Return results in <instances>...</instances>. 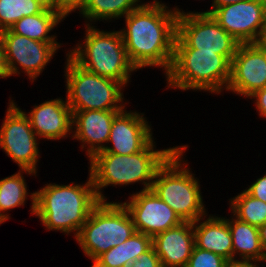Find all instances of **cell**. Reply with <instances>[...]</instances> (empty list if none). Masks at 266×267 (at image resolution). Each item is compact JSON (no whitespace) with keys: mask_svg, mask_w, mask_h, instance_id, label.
I'll list each match as a JSON object with an SVG mask.
<instances>
[{"mask_svg":"<svg viewBox=\"0 0 266 267\" xmlns=\"http://www.w3.org/2000/svg\"><path fill=\"white\" fill-rule=\"evenodd\" d=\"M249 97L255 98L257 110H259L260 116L266 118V87L255 91Z\"/></svg>","mask_w":266,"mask_h":267,"instance_id":"31","label":"cell"},{"mask_svg":"<svg viewBox=\"0 0 266 267\" xmlns=\"http://www.w3.org/2000/svg\"><path fill=\"white\" fill-rule=\"evenodd\" d=\"M266 87V52L256 43L239 44L231 61V76L226 90L249 98Z\"/></svg>","mask_w":266,"mask_h":267,"instance_id":"14","label":"cell"},{"mask_svg":"<svg viewBox=\"0 0 266 267\" xmlns=\"http://www.w3.org/2000/svg\"><path fill=\"white\" fill-rule=\"evenodd\" d=\"M123 267H163L160 258L152 246L148 251L141 254L135 261L125 264Z\"/></svg>","mask_w":266,"mask_h":267,"instance_id":"28","label":"cell"},{"mask_svg":"<svg viewBox=\"0 0 266 267\" xmlns=\"http://www.w3.org/2000/svg\"><path fill=\"white\" fill-rule=\"evenodd\" d=\"M239 44L211 14L178 13L174 49L217 51V54L225 56L231 62Z\"/></svg>","mask_w":266,"mask_h":267,"instance_id":"9","label":"cell"},{"mask_svg":"<svg viewBox=\"0 0 266 267\" xmlns=\"http://www.w3.org/2000/svg\"><path fill=\"white\" fill-rule=\"evenodd\" d=\"M226 263L222 256L195 246L186 267H225Z\"/></svg>","mask_w":266,"mask_h":267,"instance_id":"27","label":"cell"},{"mask_svg":"<svg viewBox=\"0 0 266 267\" xmlns=\"http://www.w3.org/2000/svg\"><path fill=\"white\" fill-rule=\"evenodd\" d=\"M135 232L131 215L123 203L100 201L80 228L76 241L94 262Z\"/></svg>","mask_w":266,"mask_h":267,"instance_id":"7","label":"cell"},{"mask_svg":"<svg viewBox=\"0 0 266 267\" xmlns=\"http://www.w3.org/2000/svg\"><path fill=\"white\" fill-rule=\"evenodd\" d=\"M0 36L9 76L20 74L19 65L32 81L43 72L56 50L61 47L58 42H39L12 33L9 29L1 31Z\"/></svg>","mask_w":266,"mask_h":267,"instance_id":"11","label":"cell"},{"mask_svg":"<svg viewBox=\"0 0 266 267\" xmlns=\"http://www.w3.org/2000/svg\"><path fill=\"white\" fill-rule=\"evenodd\" d=\"M0 77L1 78L9 77L5 64L4 47L1 36H0Z\"/></svg>","mask_w":266,"mask_h":267,"instance_id":"33","label":"cell"},{"mask_svg":"<svg viewBox=\"0 0 266 267\" xmlns=\"http://www.w3.org/2000/svg\"><path fill=\"white\" fill-rule=\"evenodd\" d=\"M256 44L266 52V23L263 26L262 32L259 35L258 40L256 41Z\"/></svg>","mask_w":266,"mask_h":267,"instance_id":"35","label":"cell"},{"mask_svg":"<svg viewBox=\"0 0 266 267\" xmlns=\"http://www.w3.org/2000/svg\"><path fill=\"white\" fill-rule=\"evenodd\" d=\"M88 0H55V4L60 8L61 12L67 16L76 9L80 10Z\"/></svg>","mask_w":266,"mask_h":267,"instance_id":"30","label":"cell"},{"mask_svg":"<svg viewBox=\"0 0 266 267\" xmlns=\"http://www.w3.org/2000/svg\"><path fill=\"white\" fill-rule=\"evenodd\" d=\"M187 147H179L158 169L151 189L182 221L195 222L203 219L206 211L198 180L186 165L181 164V156Z\"/></svg>","mask_w":266,"mask_h":267,"instance_id":"6","label":"cell"},{"mask_svg":"<svg viewBox=\"0 0 266 267\" xmlns=\"http://www.w3.org/2000/svg\"><path fill=\"white\" fill-rule=\"evenodd\" d=\"M122 110H85L72 111L73 138L80 140L82 149L84 144L89 145L87 155L91 159L96 153L103 151L108 143L109 134L114 117Z\"/></svg>","mask_w":266,"mask_h":267,"instance_id":"16","label":"cell"},{"mask_svg":"<svg viewBox=\"0 0 266 267\" xmlns=\"http://www.w3.org/2000/svg\"><path fill=\"white\" fill-rule=\"evenodd\" d=\"M85 42L67 53L83 69L116 80L125 85L132 71L137 69L130 62L120 31L105 32L86 25ZM83 48V49H82Z\"/></svg>","mask_w":266,"mask_h":267,"instance_id":"5","label":"cell"},{"mask_svg":"<svg viewBox=\"0 0 266 267\" xmlns=\"http://www.w3.org/2000/svg\"><path fill=\"white\" fill-rule=\"evenodd\" d=\"M152 246L163 267H186L195 247L193 222L179 225L152 238Z\"/></svg>","mask_w":266,"mask_h":267,"instance_id":"17","label":"cell"},{"mask_svg":"<svg viewBox=\"0 0 266 267\" xmlns=\"http://www.w3.org/2000/svg\"><path fill=\"white\" fill-rule=\"evenodd\" d=\"M53 0H0V32L23 18L41 13Z\"/></svg>","mask_w":266,"mask_h":267,"instance_id":"25","label":"cell"},{"mask_svg":"<svg viewBox=\"0 0 266 267\" xmlns=\"http://www.w3.org/2000/svg\"><path fill=\"white\" fill-rule=\"evenodd\" d=\"M232 213L238 220L260 227L266 223V202L249 195L245 190L231 199Z\"/></svg>","mask_w":266,"mask_h":267,"instance_id":"26","label":"cell"},{"mask_svg":"<svg viewBox=\"0 0 266 267\" xmlns=\"http://www.w3.org/2000/svg\"><path fill=\"white\" fill-rule=\"evenodd\" d=\"M65 70L66 100L72 111L124 110L122 83L83 69L69 56Z\"/></svg>","mask_w":266,"mask_h":267,"instance_id":"8","label":"cell"},{"mask_svg":"<svg viewBox=\"0 0 266 267\" xmlns=\"http://www.w3.org/2000/svg\"><path fill=\"white\" fill-rule=\"evenodd\" d=\"M37 141L26 113L11 101L0 129V147L21 169L37 173Z\"/></svg>","mask_w":266,"mask_h":267,"instance_id":"10","label":"cell"},{"mask_svg":"<svg viewBox=\"0 0 266 267\" xmlns=\"http://www.w3.org/2000/svg\"><path fill=\"white\" fill-rule=\"evenodd\" d=\"M124 202L136 232L151 236L175 227L183 221L152 189L141 190Z\"/></svg>","mask_w":266,"mask_h":267,"instance_id":"13","label":"cell"},{"mask_svg":"<svg viewBox=\"0 0 266 267\" xmlns=\"http://www.w3.org/2000/svg\"><path fill=\"white\" fill-rule=\"evenodd\" d=\"M166 8L154 0L125 16L127 28L120 33L128 58L136 69L159 66L167 74L171 68L180 10Z\"/></svg>","mask_w":266,"mask_h":267,"instance_id":"1","label":"cell"},{"mask_svg":"<svg viewBox=\"0 0 266 267\" xmlns=\"http://www.w3.org/2000/svg\"><path fill=\"white\" fill-rule=\"evenodd\" d=\"M31 213L36 215L48 230H60L69 234L80 228L100 202L96 195L92 177L84 185L47 184L33 192Z\"/></svg>","mask_w":266,"mask_h":267,"instance_id":"2","label":"cell"},{"mask_svg":"<svg viewBox=\"0 0 266 267\" xmlns=\"http://www.w3.org/2000/svg\"><path fill=\"white\" fill-rule=\"evenodd\" d=\"M199 221L193 222L195 246L220 255L227 261L233 260L232 236L225 218L209 216L205 221Z\"/></svg>","mask_w":266,"mask_h":267,"instance_id":"19","label":"cell"},{"mask_svg":"<svg viewBox=\"0 0 266 267\" xmlns=\"http://www.w3.org/2000/svg\"><path fill=\"white\" fill-rule=\"evenodd\" d=\"M152 247V237L135 232L125 242L101 254L91 267H123L135 261Z\"/></svg>","mask_w":266,"mask_h":267,"instance_id":"22","label":"cell"},{"mask_svg":"<svg viewBox=\"0 0 266 267\" xmlns=\"http://www.w3.org/2000/svg\"><path fill=\"white\" fill-rule=\"evenodd\" d=\"M261 245L266 253V223L258 227Z\"/></svg>","mask_w":266,"mask_h":267,"instance_id":"36","label":"cell"},{"mask_svg":"<svg viewBox=\"0 0 266 267\" xmlns=\"http://www.w3.org/2000/svg\"><path fill=\"white\" fill-rule=\"evenodd\" d=\"M240 1H246V0H212V9L209 11H205L204 13L211 14L217 7L225 6L228 4L238 3Z\"/></svg>","mask_w":266,"mask_h":267,"instance_id":"34","label":"cell"},{"mask_svg":"<svg viewBox=\"0 0 266 267\" xmlns=\"http://www.w3.org/2000/svg\"><path fill=\"white\" fill-rule=\"evenodd\" d=\"M143 115L125 110L119 112L113 119L108 139L113 146H105L98 153L129 155L142 151L153 140L151 127Z\"/></svg>","mask_w":266,"mask_h":267,"instance_id":"15","label":"cell"},{"mask_svg":"<svg viewBox=\"0 0 266 267\" xmlns=\"http://www.w3.org/2000/svg\"><path fill=\"white\" fill-rule=\"evenodd\" d=\"M245 191L256 199L266 202V174L255 181Z\"/></svg>","mask_w":266,"mask_h":267,"instance_id":"29","label":"cell"},{"mask_svg":"<svg viewBox=\"0 0 266 267\" xmlns=\"http://www.w3.org/2000/svg\"><path fill=\"white\" fill-rule=\"evenodd\" d=\"M66 16L52 1L41 13L24 16L11 27L12 33L28 37L39 42H57L55 35H48Z\"/></svg>","mask_w":266,"mask_h":267,"instance_id":"20","label":"cell"},{"mask_svg":"<svg viewBox=\"0 0 266 267\" xmlns=\"http://www.w3.org/2000/svg\"><path fill=\"white\" fill-rule=\"evenodd\" d=\"M228 222L232 236L233 260L236 253L242 260H252L253 262L266 261V253L261 245L258 227L242 222L237 218Z\"/></svg>","mask_w":266,"mask_h":267,"instance_id":"21","label":"cell"},{"mask_svg":"<svg viewBox=\"0 0 266 267\" xmlns=\"http://www.w3.org/2000/svg\"><path fill=\"white\" fill-rule=\"evenodd\" d=\"M30 125L38 136L44 139L59 140L70 135L73 113L67 100L54 99L45 101L26 114Z\"/></svg>","mask_w":266,"mask_h":267,"instance_id":"18","label":"cell"},{"mask_svg":"<svg viewBox=\"0 0 266 267\" xmlns=\"http://www.w3.org/2000/svg\"><path fill=\"white\" fill-rule=\"evenodd\" d=\"M211 15L240 44L256 43L266 23V0L220 6Z\"/></svg>","mask_w":266,"mask_h":267,"instance_id":"12","label":"cell"},{"mask_svg":"<svg viewBox=\"0 0 266 267\" xmlns=\"http://www.w3.org/2000/svg\"><path fill=\"white\" fill-rule=\"evenodd\" d=\"M139 0H88L79 10L90 22L93 20H109L126 16L143 4Z\"/></svg>","mask_w":266,"mask_h":267,"instance_id":"24","label":"cell"},{"mask_svg":"<svg viewBox=\"0 0 266 267\" xmlns=\"http://www.w3.org/2000/svg\"><path fill=\"white\" fill-rule=\"evenodd\" d=\"M22 171L27 174H36L31 170L21 169L18 173L0 180V222L2 224L9 219V214L2 212L24 205L27 199V184Z\"/></svg>","mask_w":266,"mask_h":267,"instance_id":"23","label":"cell"},{"mask_svg":"<svg viewBox=\"0 0 266 267\" xmlns=\"http://www.w3.org/2000/svg\"><path fill=\"white\" fill-rule=\"evenodd\" d=\"M230 76L231 62L225 56L199 49H174L172 65L166 74L168 87L218 94L227 88Z\"/></svg>","mask_w":266,"mask_h":267,"instance_id":"4","label":"cell"},{"mask_svg":"<svg viewBox=\"0 0 266 267\" xmlns=\"http://www.w3.org/2000/svg\"><path fill=\"white\" fill-rule=\"evenodd\" d=\"M152 140L142 151L129 155L96 153L90 159V172L96 195L106 201L102 188L111 185H127L143 182L142 190L151 189L158 169L179 148L154 150Z\"/></svg>","mask_w":266,"mask_h":267,"instance_id":"3","label":"cell"},{"mask_svg":"<svg viewBox=\"0 0 266 267\" xmlns=\"http://www.w3.org/2000/svg\"><path fill=\"white\" fill-rule=\"evenodd\" d=\"M252 262V260H228L227 263L225 264V267H258V265Z\"/></svg>","mask_w":266,"mask_h":267,"instance_id":"32","label":"cell"}]
</instances>
